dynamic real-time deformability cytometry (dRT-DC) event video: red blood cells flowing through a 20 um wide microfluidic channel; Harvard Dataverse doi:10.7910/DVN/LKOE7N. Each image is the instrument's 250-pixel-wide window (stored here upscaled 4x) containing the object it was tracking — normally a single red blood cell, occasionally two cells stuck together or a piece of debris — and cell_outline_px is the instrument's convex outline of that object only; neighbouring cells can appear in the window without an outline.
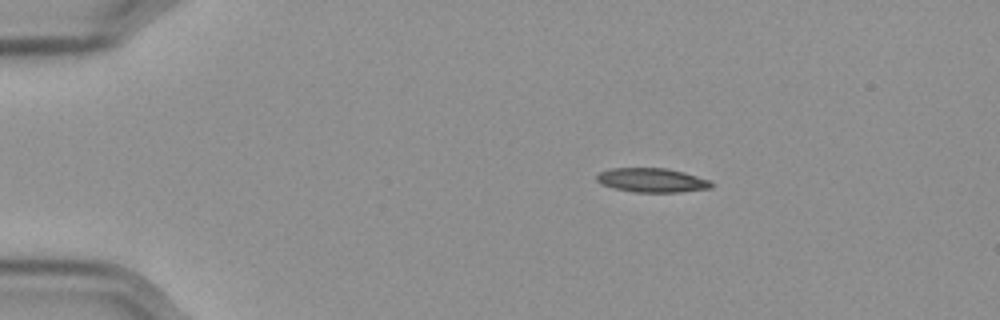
{"species": "Egyptian fruit bat (a non-hibernating species)", "species_latin": "Rousettus aegyptiacus", "temperature_condition": "cold", "stored_images_in_passage": 47, "camera_frame_rate_fps": 3000, "um_per_image_px": 0.085, "frame": {"image": 1, "passage_image": 1, "time_ms": 0.0, "image_size_px": [1000, 320], "cell_outline_px": [[712, 188], [680, 192], [636, 192], [612, 188], [600, 184], [596, 180], [596, 176], [600, 172], [612, 168], [668, 168], [684, 172], [708, 180], [712, 184]], "centroid_in_image_um": [55.38, 15.32], "position_along_channel_um": 29.6, "area_um2": 16.13}}
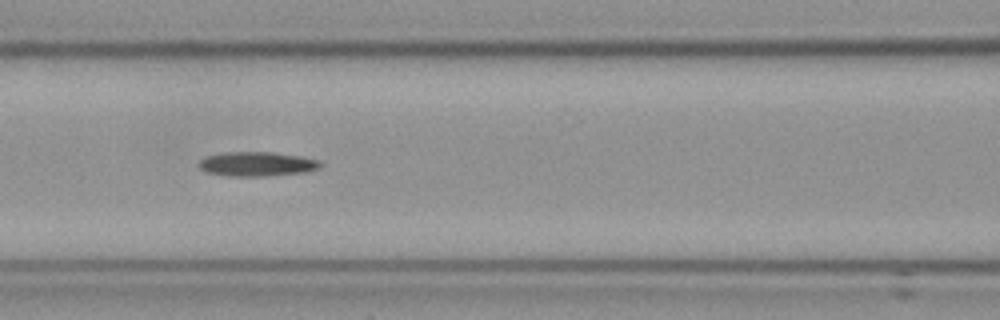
{"frame": {"image": 2, "passage_image": 16, "time_ms": 5.0, "image_size_px": [1000, 320], "cell_outline_px": [[324, 164], [320, 168], [304, 172], [264, 176], [236, 176], [208, 172], [200, 168], [200, 160], [204, 156], [224, 152], [272, 152], [300, 156], [320, 160]], "centroid_in_image_um": [21.89, 13.92], "position_along_channel_um": 144.7, "area_um2": 17.17}}
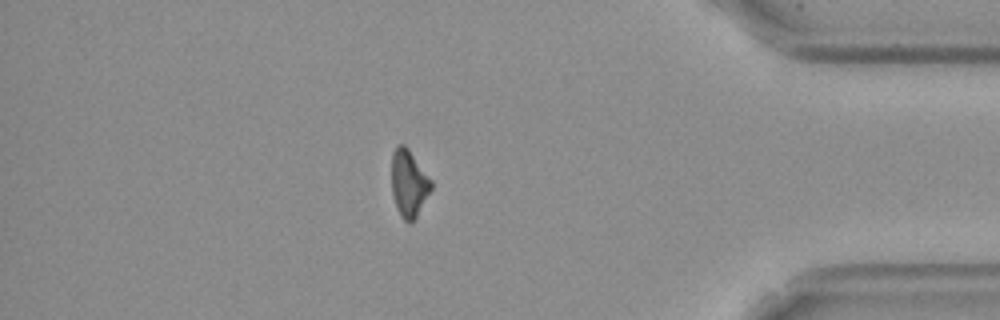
{"frame": {"image": 3, "passage_image": 40, "time_ms": 13.0, "image_size_px": [1000, 320], "cell_outline_px": [[432, 188], [416, 216], [408, 224], [400, 216], [392, 192], [392, 152], [396, 144], [404, 144], [408, 148], [432, 180]], "centroid_in_image_um": [34.74, 15.54], "position_along_channel_um": 400.5, "area_um2": 15.32}, "authors_computed_cell_mechanics": {"area_um2": 16.6464, "velocity_mm_per_s": 3.5936, "shape_relaxation_time_tau1_ms": 8.7239, "shape_relaxation_time_tau2_ms": null, "deformation_change_tau1": 0.1478, "deformation_change_tau2": null}}